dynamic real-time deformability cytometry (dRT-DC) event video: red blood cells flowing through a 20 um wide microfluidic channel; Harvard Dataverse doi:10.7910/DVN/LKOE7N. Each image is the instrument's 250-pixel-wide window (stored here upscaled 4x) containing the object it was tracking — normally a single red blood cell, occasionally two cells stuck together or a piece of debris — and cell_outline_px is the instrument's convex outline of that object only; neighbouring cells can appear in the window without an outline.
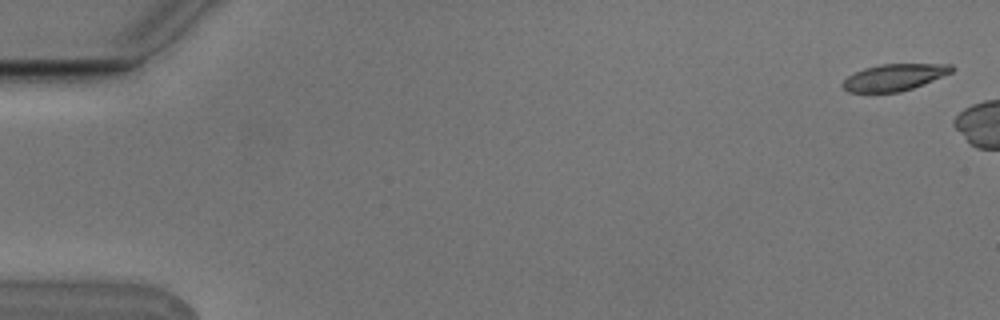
{"species": "Egyptian fruit bat (a non-hibernating species)", "species_latin": "Rousettus aegyptiacus", "temperature_condition": "cold", "stored_images_in_passage": 3, "camera_frame_rate_fps": 3000, "um_per_image_px": 0.085, "animal": {"sex": "male"}, "frame": {"image": 1, "passage_image": 1, "time_ms": 0.0, "image_size_px": [1000, 320], "cell_outline_px": [[956, 68], [952, 72], [912, 88], [900, 92], [848, 92], [840, 84], [848, 76], [864, 68], [880, 64], [952, 64]], "centroid_in_image_um": [76.01, 6.56], "position_along_channel_um": 9.0, "area_um2": 16.82}}